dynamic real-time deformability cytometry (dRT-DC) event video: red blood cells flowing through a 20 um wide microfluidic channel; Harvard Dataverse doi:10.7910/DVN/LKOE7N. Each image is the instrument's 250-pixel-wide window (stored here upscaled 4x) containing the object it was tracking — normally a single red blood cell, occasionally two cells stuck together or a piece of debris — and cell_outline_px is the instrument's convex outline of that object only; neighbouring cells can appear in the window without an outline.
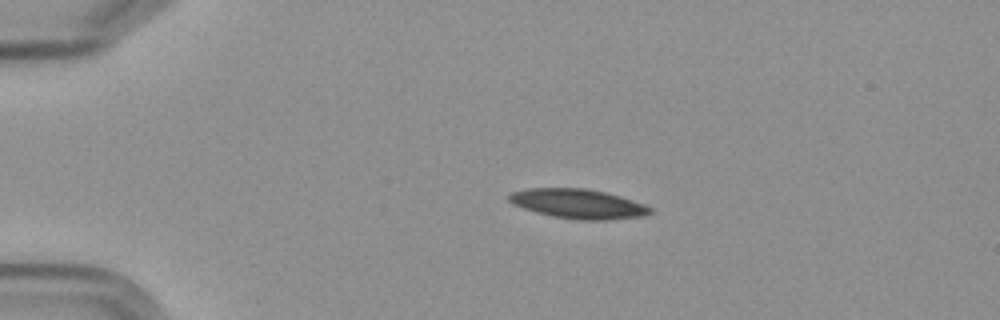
{"species": "Egyptian fruit bat (a non-hibernating species)", "species_latin": "Rousettus aegyptiacus", "temperature_condition": "cold", "stored_images_in_passage": 12, "camera_frame_rate_fps": 3000, "um_per_image_px": 0.085, "frame": {"image": 1, "passage_image": 1, "time_ms": 0.0, "image_size_px": [1000, 320], "cell_outline_px": [[652, 212], [644, 216], [608, 220], [580, 220], [552, 216], [536, 212], [512, 204], [508, 200], [508, 196], [512, 192], [528, 188], [588, 188], [620, 196], [644, 204], [652, 208]], "centroid_in_image_um": [49.15, 17.32], "position_along_channel_um": 35.9, "area_um2": 24.28}}
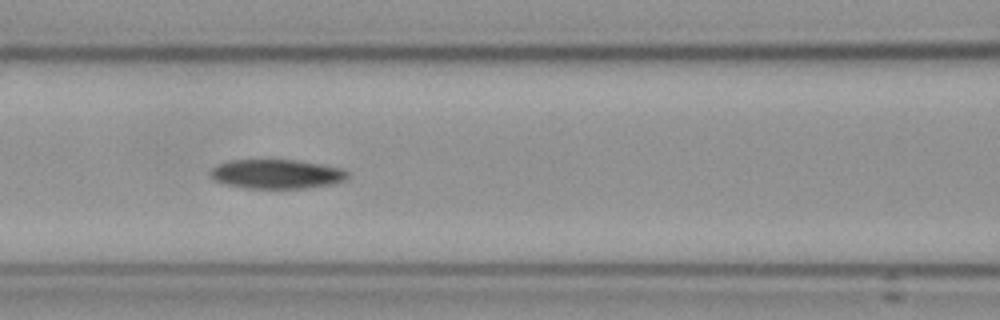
{"frame": {"image": 2, "passage_image": 4, "time_ms": 4.333, "image_size_px": [1000, 320], "cell_outline_px": [[348, 176], [344, 180], [332, 184], [304, 188], [244, 188], [228, 184], [216, 180], [208, 172], [212, 168], [220, 164], [232, 160], [300, 160], [344, 168], [348, 172]], "centroid_in_image_um": [23.57, 14.78], "position_along_channel_um": 143.0, "area_um2": 23.29}}
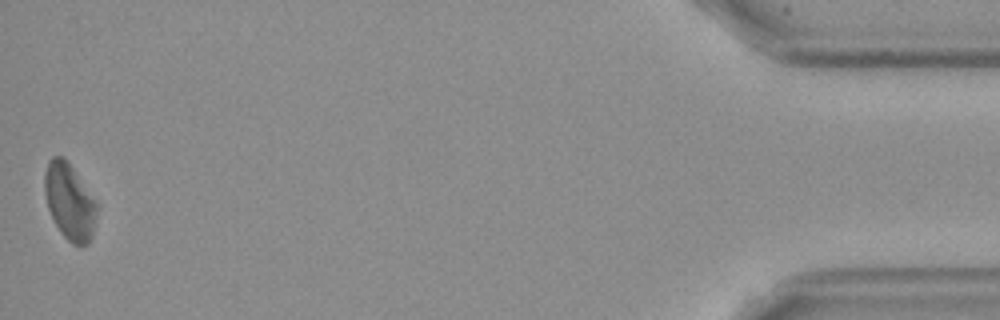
{"frame": {"image": 3, "passage_image": 12, "time_ms": 14.667, "image_size_px": [1000, 320], "cell_outline_px": [[96, 216], [92, 236], [88, 244], [80, 248], [72, 244], [60, 232], [48, 208], [44, 192], [44, 172], [48, 160], [52, 156], [60, 156], [72, 168], [96, 200]], "centroid_in_image_um": [5.9, 17.18], "position_along_channel_um": 429.3, "area_um2": 23.06}, "authors_computed_cell_mechanics": {"area_um2": 24.0448, "velocity_mm_per_s": 3.5936, "shape_relaxation_time_tau1_ms": 5.6274, "shape_relaxation_time_tau2_ms": null, "deformation_change_tau1": 0.1093, "deformation_change_tau2": null}}